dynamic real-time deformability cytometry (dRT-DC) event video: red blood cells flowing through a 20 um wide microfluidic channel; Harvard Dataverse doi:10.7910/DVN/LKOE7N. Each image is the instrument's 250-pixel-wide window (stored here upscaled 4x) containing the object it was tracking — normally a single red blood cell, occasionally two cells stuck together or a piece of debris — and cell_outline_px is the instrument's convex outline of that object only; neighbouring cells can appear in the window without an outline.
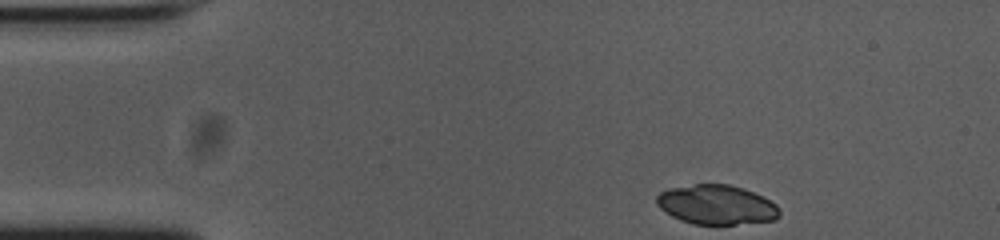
{"species": "common noctule bat (a hibernating species)", "species_latin": "Nyctalus noctula", "temperature_condition": "cold", "stored_images_in_passage": 47, "camera_frame_rate_fps": 3000, "um_per_image_px": 0.085, "animal": {"sex": "female", "body_mass_g": 23.0, "forearm_length_mm": 53.4}, "frame": {"image": 1, "passage_image": 1, "time_ms": 0.0, "image_size_px": [1000, 240], "cell_outline_px": [[780, 216], [776, 220], [736, 224], [692, 224], [680, 220], [672, 216], [660, 208], [656, 204], [656, 196], [660, 192], [668, 188], [692, 184], [728, 184], [764, 196], [776, 204], [780, 208]], "centroid_in_image_um": [60.9, 17.4], "position_along_channel_um": 24.1, "area_um2": 28.44}}